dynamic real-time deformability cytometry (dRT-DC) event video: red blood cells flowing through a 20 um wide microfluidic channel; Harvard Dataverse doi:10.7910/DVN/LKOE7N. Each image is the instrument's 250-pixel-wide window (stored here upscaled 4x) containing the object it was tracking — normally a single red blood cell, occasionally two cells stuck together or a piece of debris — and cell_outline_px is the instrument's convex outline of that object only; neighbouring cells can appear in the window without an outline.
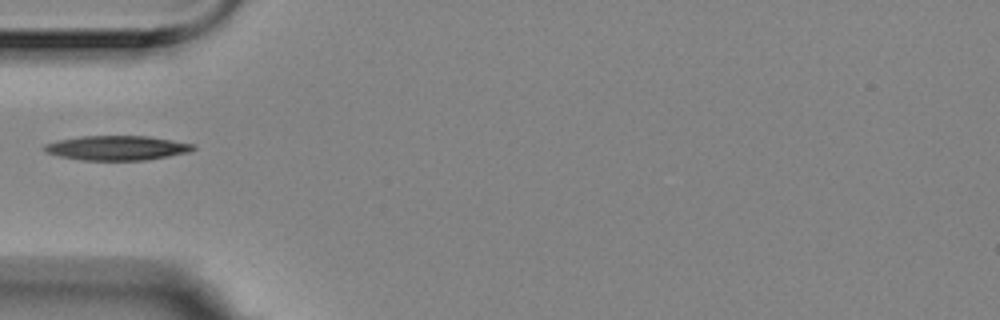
{"species": "Egyptian fruit bat (a non-hibernating species)", "species_latin": "Rousettus aegyptiacus", "temperature_condition": "room temperature", "stored_images_in_passage": 5, "camera_frame_rate_fps": 3000, "um_per_image_px": 0.085, "animal": {"sex": "female"}, "frame": {"image": 1, "passage_image": 5, "time_ms": 1.333, "image_size_px": [1000, 320], "cell_outline_px": [[196, 148], [188, 152], [168, 156], [144, 160], [80, 160], [60, 156], [44, 152], [40, 148], [44, 144], [56, 140], [80, 136], [148, 136], [196, 144]], "centroid_in_image_um": [9.88, 12.57], "position_along_channel_um": 75.1, "area_um2": 21.44}}